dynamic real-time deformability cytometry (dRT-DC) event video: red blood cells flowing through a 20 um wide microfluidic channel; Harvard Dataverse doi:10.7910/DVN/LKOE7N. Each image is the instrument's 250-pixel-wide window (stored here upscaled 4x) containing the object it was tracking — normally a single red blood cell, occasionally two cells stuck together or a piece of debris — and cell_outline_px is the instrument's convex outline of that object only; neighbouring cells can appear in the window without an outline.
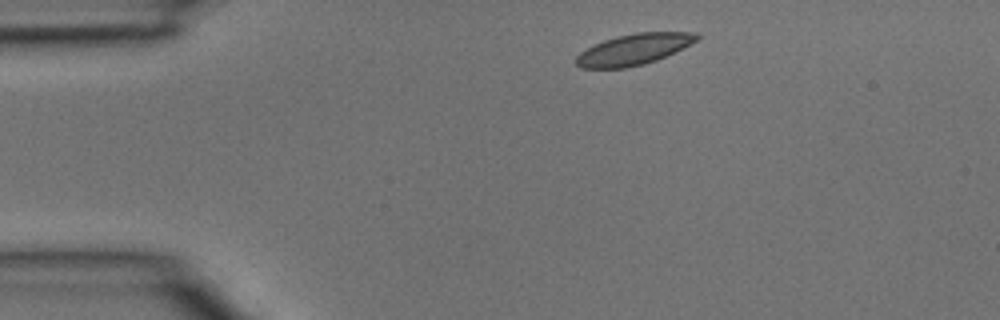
{"species": "common noctule bat (a hibernating species)", "species_latin": "Nyctalus noctula", "temperature_condition": "room temperature", "stored_images_in_passage": 2, "camera_frame_rate_fps": 3000, "um_per_image_px": 0.085, "animal": {"sex": "male", "body_mass_g": 15.6}, "frame": {"image": 1, "passage_image": 1, "time_ms": 0.0, "image_size_px": [1000, 320], "cell_outline_px": [[700, 36], [696, 40], [656, 60], [644, 64], [624, 68], [580, 68], [576, 64], [576, 56], [580, 52], [592, 44], [616, 36], [636, 32], [696, 32]], "centroid_in_image_um": [53.8, 4.19], "position_along_channel_um": 31.2, "area_um2": 21.56}}